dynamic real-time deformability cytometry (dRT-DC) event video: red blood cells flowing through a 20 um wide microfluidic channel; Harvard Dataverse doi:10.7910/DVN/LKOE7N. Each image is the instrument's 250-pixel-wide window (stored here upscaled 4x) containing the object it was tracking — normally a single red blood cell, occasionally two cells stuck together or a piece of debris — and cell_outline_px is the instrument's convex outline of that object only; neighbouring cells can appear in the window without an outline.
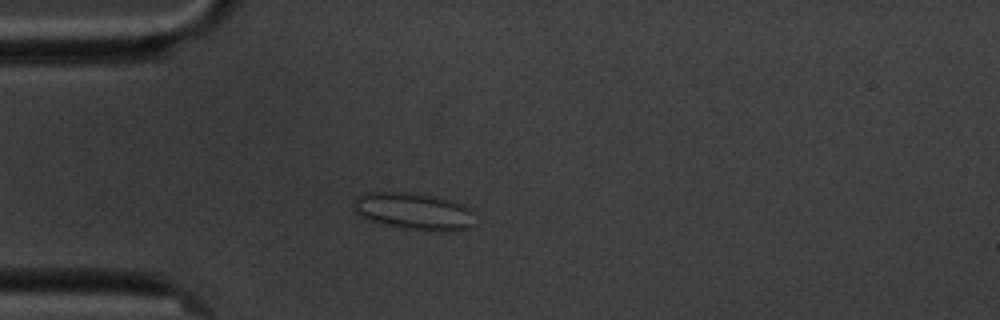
{"species": "common noctule bat (a hibernating species)", "species_latin": "Nyctalus noctula", "temperature_condition": "cold", "stored_images_in_passage": 5, "camera_frame_rate_fps": 3000, "um_per_image_px": 0.085, "animal": {"sex": "male", "body_mass_g": 20.1, "forearm_length_mm": 53.5}, "frame": {"image": 1, "passage_image": 4, "time_ms": 3.667, "image_size_px": [1000, 320], "cell_outline_px": [[476, 224], [468, 228], [456, 232], [408, 228], [384, 224], [368, 220], [360, 216], [352, 208], [352, 204], [356, 196], [364, 192], [408, 192], [436, 196], [464, 204], [472, 212]], "centroid_in_image_um": [35.17, 17.94], "position_along_channel_um": 49.8, "area_um2": 26.41}}